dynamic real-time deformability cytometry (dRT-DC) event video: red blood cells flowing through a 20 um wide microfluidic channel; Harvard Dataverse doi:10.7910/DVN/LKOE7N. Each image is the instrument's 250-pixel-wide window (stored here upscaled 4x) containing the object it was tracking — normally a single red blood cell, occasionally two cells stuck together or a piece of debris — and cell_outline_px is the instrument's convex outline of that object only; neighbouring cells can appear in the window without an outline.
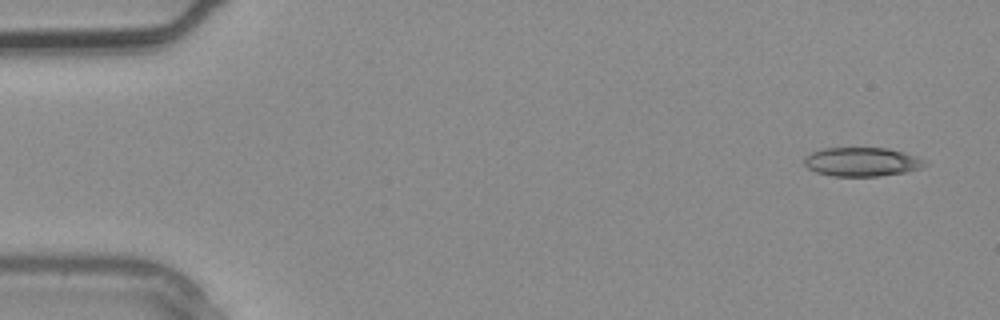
{"species": "common noctule bat (a hibernating species)", "species_latin": "Nyctalus noctula", "temperature_condition": "warm", "stored_images_in_passage": 4, "camera_frame_rate_fps": 3000, "um_per_image_px": 0.085, "animal": {"sex": "male", "body_mass_g": 20.4}, "frame": {"image": 1, "passage_image": 4, "time_ms": 1.0, "image_size_px": [1000, 320], "cell_outline_px": [[928, 164], [920, 168], [908, 172], [880, 176], [832, 176], [816, 172], [808, 168], [804, 164], [804, 156], [812, 152], [824, 148], [888, 148], [904, 152]], "centroid_in_image_um": [73.21, 13.76], "position_along_channel_um": 11.8, "area_um2": 20.23}}